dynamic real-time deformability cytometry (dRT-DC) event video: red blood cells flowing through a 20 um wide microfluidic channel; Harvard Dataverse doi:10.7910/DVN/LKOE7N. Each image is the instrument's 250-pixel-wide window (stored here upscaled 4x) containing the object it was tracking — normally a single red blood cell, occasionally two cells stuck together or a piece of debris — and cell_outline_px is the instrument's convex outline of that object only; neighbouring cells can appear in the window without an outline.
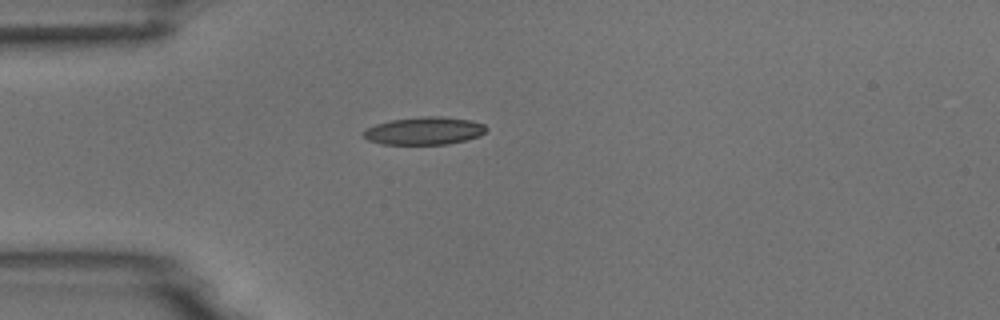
{"species": "common noctule bat (a hibernating species)", "species_latin": "Nyctalus noctula", "temperature_condition": "room temperature", "stored_images_in_passage": 2, "camera_frame_rate_fps": 3000, "um_per_image_px": 0.085, "animal": {"sex": "male", "body_mass_g": 18.8}, "frame": {"image": 1, "passage_image": 1, "time_ms": 0.0, "image_size_px": [1000, 320], "cell_outline_px": [[488, 128], [480, 136], [448, 144], [384, 144], [368, 140], [360, 136], [368, 128], [376, 124], [392, 120], [424, 116], [440, 116], [472, 120], [484, 124]], "centroid_in_image_um": [36.08, 11.12], "position_along_channel_um": 48.9, "area_um2": 19.77}}